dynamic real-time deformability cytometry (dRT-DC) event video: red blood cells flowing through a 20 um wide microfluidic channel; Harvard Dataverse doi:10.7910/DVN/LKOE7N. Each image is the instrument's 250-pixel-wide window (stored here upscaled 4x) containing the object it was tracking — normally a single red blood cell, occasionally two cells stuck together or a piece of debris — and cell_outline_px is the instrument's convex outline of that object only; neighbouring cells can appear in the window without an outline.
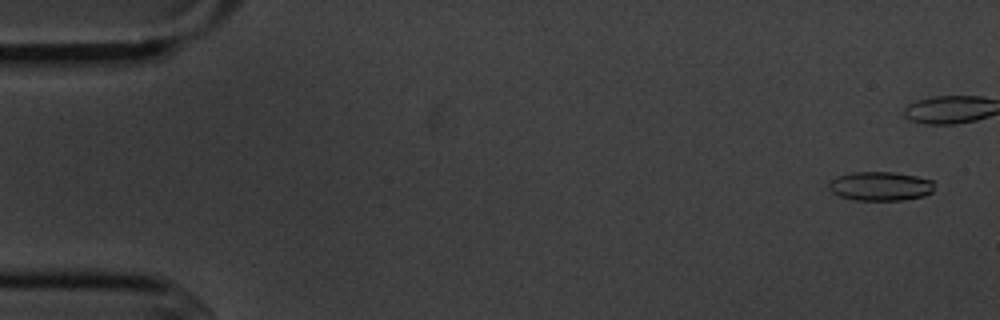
{"species": "common noctule bat (a hibernating species)", "species_latin": "Nyctalus noctula", "temperature_condition": "cold", "stored_images_in_passage": 9, "camera_frame_rate_fps": 3000, "um_per_image_px": 0.085, "animal": {"sex": "male", "body_mass_g": 20.1, "forearm_length_mm": 53.5}, "frame": {"image": 1, "passage_image": 1, "time_ms": 0.0, "image_size_px": [1000, 320], "cell_outline_px": [[932, 192], [924, 196], [904, 200], [856, 200], [840, 196], [832, 192], [828, 188], [828, 184], [832, 180], [840, 176], [852, 172], [892, 172], [916, 176], [932, 180]], "centroid_in_image_um": [74.83, 15.83], "position_along_channel_um": 10.2, "area_um2": 17.69}}